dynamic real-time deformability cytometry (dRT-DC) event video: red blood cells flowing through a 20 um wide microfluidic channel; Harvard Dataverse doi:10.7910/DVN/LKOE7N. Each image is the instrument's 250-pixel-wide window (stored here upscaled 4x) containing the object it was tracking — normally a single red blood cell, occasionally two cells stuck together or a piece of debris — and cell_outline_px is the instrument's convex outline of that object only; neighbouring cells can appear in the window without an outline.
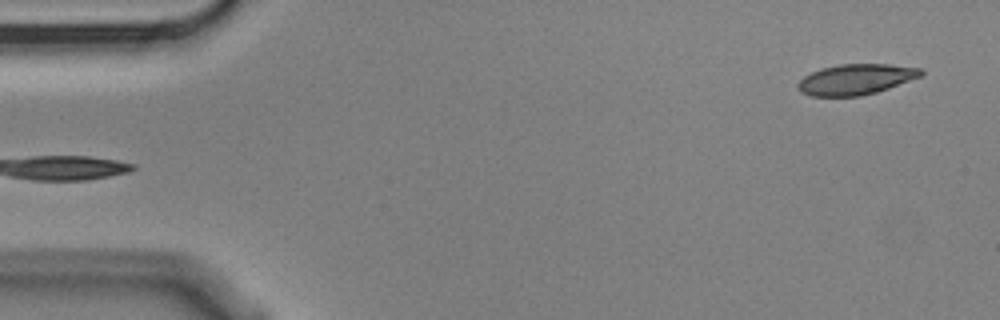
{"species": "Egyptian fruit bat (a non-hibernating species)", "species_latin": "Rousettus aegyptiacus", "temperature_condition": "cold", "stored_images_in_passage": 6, "segment_of_instrument_passage": [2, 2], "camera_frame_rate_fps": 3000, "um_per_image_px": 0.085, "animal": {"sex": "male"}, "frame": {"image": 1, "passage_image": 6, "time_ms": 1.667, "image_size_px": [1000, 320], "cell_outline_px": [[924, 72], [920, 76], [888, 88], [876, 92], [860, 96], [812, 96], [800, 92], [796, 88], [796, 84], [804, 76], [820, 68], [840, 64], [888, 64], [920, 68]], "centroid_in_image_um": [72.69, 6.74], "position_along_channel_um": 12.3, "area_um2": 21.85}}